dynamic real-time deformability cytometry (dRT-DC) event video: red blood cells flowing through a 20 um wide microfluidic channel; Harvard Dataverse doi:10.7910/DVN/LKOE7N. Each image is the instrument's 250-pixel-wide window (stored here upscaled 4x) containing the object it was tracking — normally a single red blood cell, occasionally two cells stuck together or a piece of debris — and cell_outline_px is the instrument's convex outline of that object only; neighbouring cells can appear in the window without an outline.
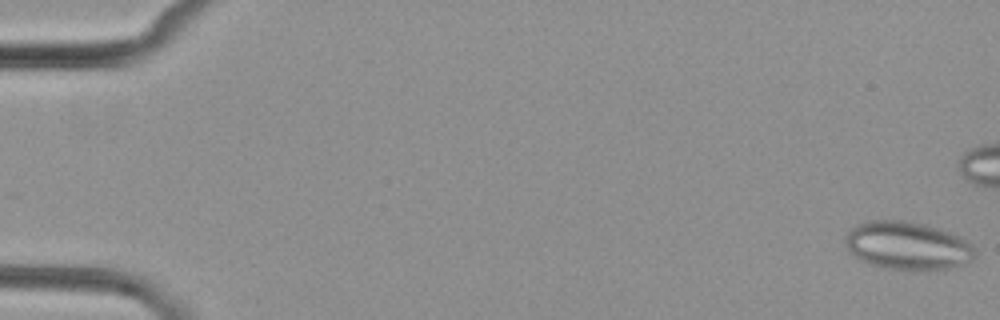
{"species": "common noctule bat (a hibernating species)", "species_latin": "Nyctalus noctula", "temperature_condition": "cold", "stored_images_in_passage": 6, "camera_frame_rate_fps": 3000, "um_per_image_px": 0.085, "animal": {"sex": "female", "body_mass_g": 29.2, "forearm_length_mm": 56.3}, "frame": {"image": 1, "passage_image": 1, "time_ms": 0.0, "image_size_px": [1000, 320], "cell_outline_px": [[976, 252], [972, 260], [964, 264], [948, 268], [904, 272], [880, 268], [848, 252], [844, 240], [844, 236], [852, 228], [868, 220], [904, 220], [924, 224], [960, 236], [968, 240], [972, 244]], "centroid_in_image_um": [77.14, 20.91], "position_along_channel_um": 7.9, "area_um2": 36.82}}